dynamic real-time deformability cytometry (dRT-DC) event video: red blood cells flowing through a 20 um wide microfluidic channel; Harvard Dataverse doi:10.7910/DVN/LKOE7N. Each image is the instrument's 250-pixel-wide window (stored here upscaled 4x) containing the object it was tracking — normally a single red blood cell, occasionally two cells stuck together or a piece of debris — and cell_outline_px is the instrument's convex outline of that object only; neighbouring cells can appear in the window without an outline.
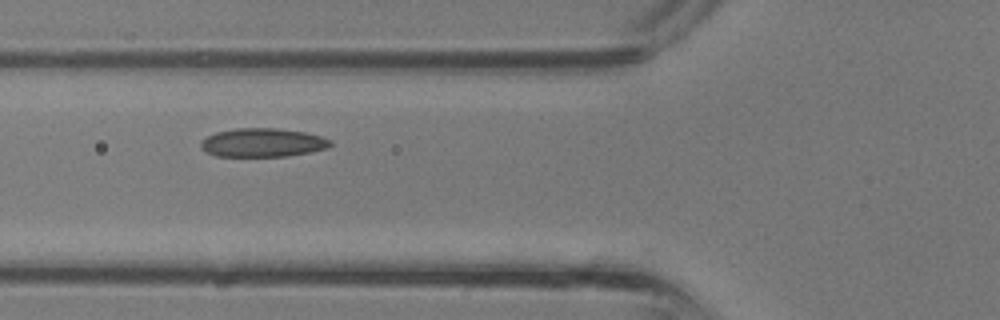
{"species": "common noctule bat (a hibernating species)", "species_latin": "Nyctalus noctula", "temperature_condition": "room temperature", "stored_images_in_passage": 27, "camera_frame_rate_fps": 3000, "um_per_image_px": 0.085, "animal": {"sex": "male", "body_mass_g": 13.3}, "frame": {"image": 1, "passage_image": 5, "time_ms": 1.333, "image_size_px": [1000, 320], "cell_outline_px": [[332, 144], [328, 148], [312, 152], [288, 156], [216, 156], [208, 152], [200, 144], [208, 136], [216, 132], [236, 128], [276, 128], [304, 132], [320, 136], [332, 140]], "centroid_in_image_um": [22.39, 12.12], "position_along_channel_um": 103.4, "area_um2": 21.5}}
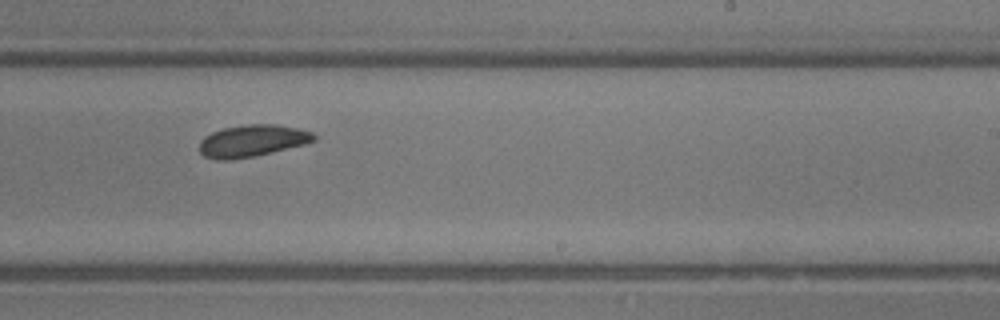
{"frame": {"image": 2, "passage_image": 14, "time_ms": 4.333, "image_size_px": [1000, 320], "cell_outline_px": [[316, 140], [304, 144], [252, 156], [232, 160], [216, 160], [204, 156], [200, 152], [200, 140], [204, 136], [212, 132], [224, 128], [244, 124], [276, 124], [296, 128], [312, 132], [316, 136]], "centroid_in_image_um": [21.4, 11.96], "position_along_channel_um": 267.6, "area_um2": 21.15}}
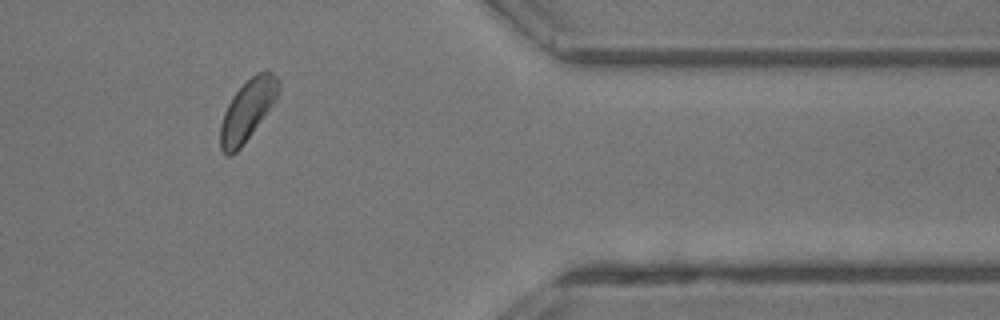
{"frame": {"image": 3, "passage_image": 22, "time_ms": 7.0, "image_size_px": [1000, 320], "cell_outline_px": [[280, 92], [276, 100], [240, 148], [232, 156], [228, 156], [220, 148], [220, 124], [224, 112], [232, 96], [256, 72], [264, 68], [268, 68], [280, 80]], "centroid_in_image_um": [21.06, 9.32], "position_along_channel_um": 390.3, "area_um2": 20.69}}